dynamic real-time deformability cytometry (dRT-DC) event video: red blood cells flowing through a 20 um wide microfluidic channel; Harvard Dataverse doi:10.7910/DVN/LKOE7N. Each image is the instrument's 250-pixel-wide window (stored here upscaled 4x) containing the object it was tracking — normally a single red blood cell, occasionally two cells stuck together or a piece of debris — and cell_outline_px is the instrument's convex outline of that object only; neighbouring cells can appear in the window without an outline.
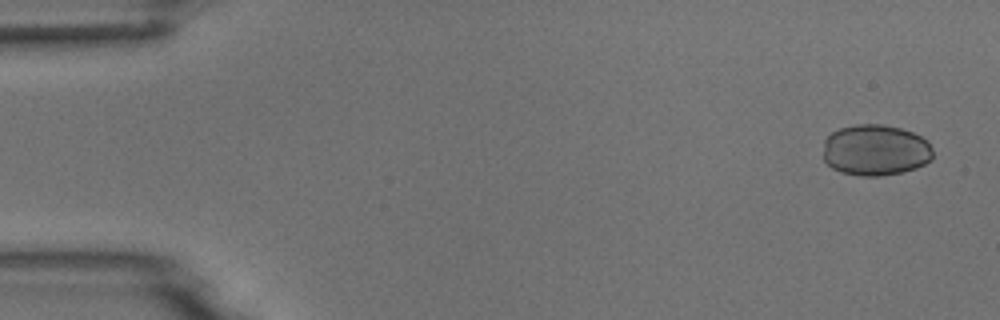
{"species": "common noctule bat (a hibernating species)", "species_latin": "Nyctalus noctula", "temperature_condition": "room temperature", "stored_images_in_passage": 7, "camera_frame_rate_fps": 3000, "um_per_image_px": 0.085, "animal": {"sex": "male", "body_mass_g": 18.8}, "frame": {"image": 1, "passage_image": 1, "time_ms": 0.0, "image_size_px": [1000, 320], "cell_outline_px": [[932, 160], [916, 168], [900, 172], [880, 176], [860, 176], [840, 172], [832, 168], [824, 160], [824, 140], [832, 132], [840, 128], [856, 124], [884, 124], [900, 128], [912, 132], [928, 140], [932, 148]], "centroid_in_image_um": [74.41, 12.76], "position_along_channel_um": 10.6, "area_um2": 32.89}}
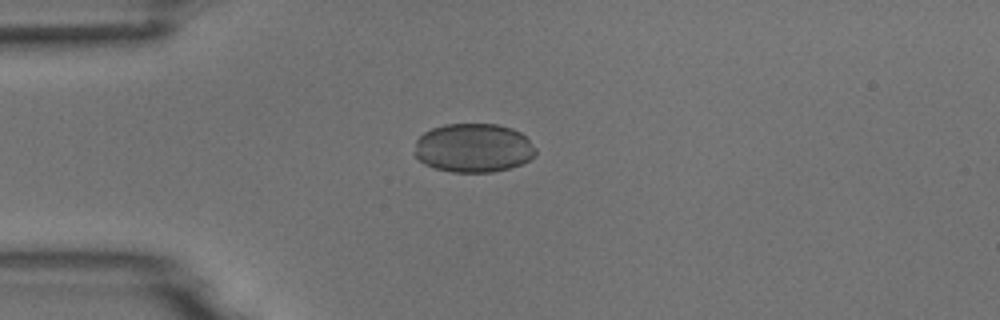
{"frame": {"image": 2, "passage_image": 4, "time_ms": 3.667, "image_size_px": [1000, 320], "cell_outline_px": [[536, 152], [528, 160], [520, 164], [508, 168], [492, 172], [452, 172], [432, 168], [424, 164], [416, 156], [416, 140], [424, 132], [432, 128], [444, 124], [496, 124], [512, 128], [520, 132], [536, 148]], "centroid_in_image_um": [40.22, 12.57], "position_along_channel_um": 44.8, "area_um2": 34.39}}